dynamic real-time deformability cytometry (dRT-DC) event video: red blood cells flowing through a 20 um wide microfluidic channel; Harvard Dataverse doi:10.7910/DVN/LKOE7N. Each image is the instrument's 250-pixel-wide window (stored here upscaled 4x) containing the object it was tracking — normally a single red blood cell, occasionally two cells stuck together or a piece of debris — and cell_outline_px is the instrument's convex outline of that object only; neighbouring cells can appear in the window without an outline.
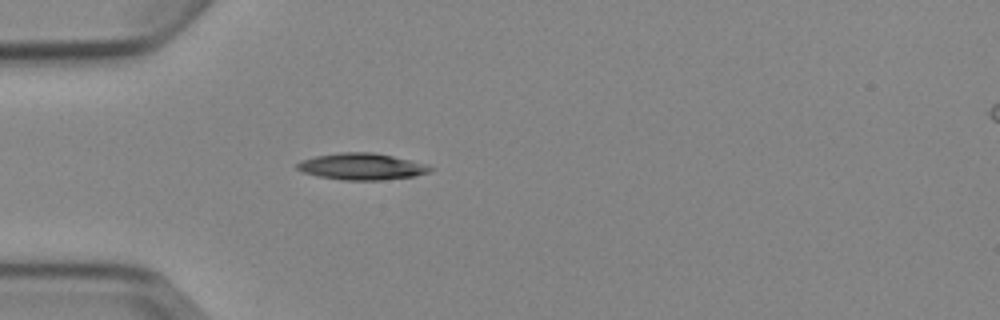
{"species": "Egyptian fruit bat (a non-hibernating species)", "species_latin": "Rousettus aegyptiacus", "temperature_condition": "cold", "stored_images_in_passage": 1, "camera_frame_rate_fps": 3000, "um_per_image_px": 0.085, "animal": {"sex": "female"}, "frame": {"image": 1, "passage_image": 1, "time_ms": 0.0, "image_size_px": [1000, 320], "cell_outline_px": [[436, 168], [432, 172], [416, 176], [380, 180], [344, 180], [320, 176], [304, 172], [296, 168], [296, 164], [300, 160], [316, 156], [340, 152], [372, 152], [392, 156], [428, 164]], "centroid_in_image_um": [30.81, 14.15], "position_along_channel_um": 54.2, "area_um2": 20.69}}